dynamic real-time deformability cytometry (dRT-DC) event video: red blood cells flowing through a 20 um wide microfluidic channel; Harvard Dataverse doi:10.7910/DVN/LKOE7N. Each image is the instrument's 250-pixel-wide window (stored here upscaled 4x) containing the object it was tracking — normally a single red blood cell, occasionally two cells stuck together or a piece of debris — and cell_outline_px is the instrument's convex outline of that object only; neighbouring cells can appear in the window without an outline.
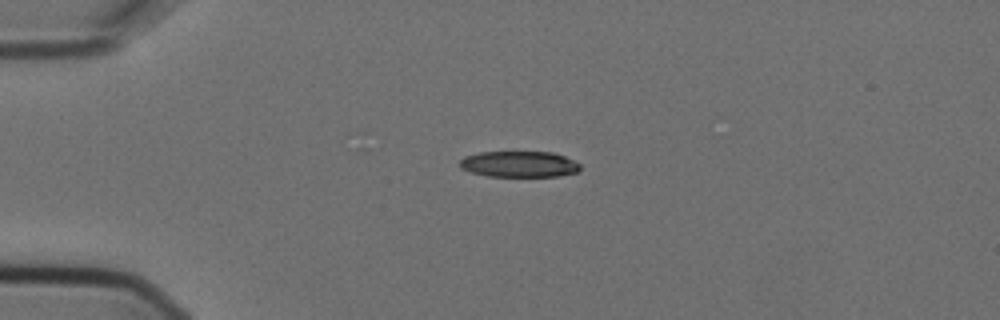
{"species": "Egyptian fruit bat (a non-hibernating species)", "species_latin": "Rousettus aegyptiacus", "temperature_condition": "cold", "stored_images_in_passage": 2, "camera_frame_rate_fps": 3000, "um_per_image_px": 0.085, "animal": {"sex": "female"}, "frame": {"image": 1, "passage_image": 1, "time_ms": 0.0, "image_size_px": [1000, 320], "cell_outline_px": [[580, 168], [576, 172], [556, 176], [488, 176], [472, 172], [460, 168], [460, 160], [464, 156], [480, 152], [552, 152], [564, 156], [580, 164]], "centroid_in_image_um": [44.1, 13.95], "position_along_channel_um": 40.9, "area_um2": 18.09}}